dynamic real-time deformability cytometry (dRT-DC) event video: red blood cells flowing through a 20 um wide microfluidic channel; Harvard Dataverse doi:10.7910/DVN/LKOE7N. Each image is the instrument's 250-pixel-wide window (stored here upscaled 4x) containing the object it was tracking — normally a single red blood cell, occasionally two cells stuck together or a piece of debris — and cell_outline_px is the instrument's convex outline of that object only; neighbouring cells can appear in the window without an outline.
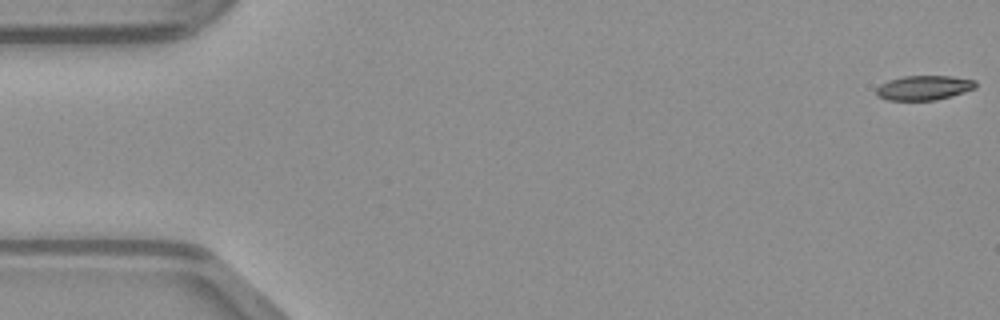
{"species": "common noctule bat (a hibernating species)", "species_latin": "Nyctalus noctula", "temperature_condition": "warm", "stored_images_in_passage": 49, "camera_frame_rate_fps": 3000, "um_per_image_px": 0.085, "animal": {"sex": "male", "body_mass_g": 23.1, "forearm_length_mm": 52.7}, "frame": {"image": 1, "passage_image": 1, "time_ms": 0.0, "image_size_px": [1000, 320], "cell_outline_px": [[976, 88], [964, 92], [936, 100], [888, 100], [876, 96], [876, 88], [880, 84], [888, 80], [904, 76], [948, 76], [976, 80]], "centroid_in_image_um": [78.51, 7.46], "position_along_channel_um": 6.5, "area_um2": 14.22}}
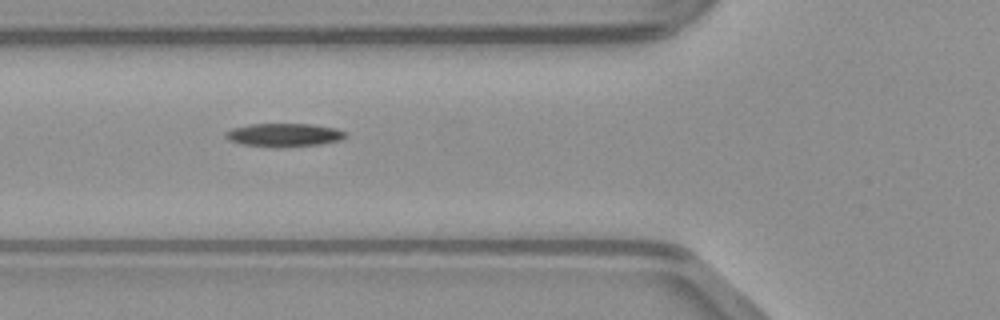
{"frame": {"image": 2, "passage_image": 18, "time_ms": 5.667, "image_size_px": [1000, 320], "cell_outline_px": [[348, 136], [340, 140], [320, 144], [244, 144], [228, 140], [224, 136], [224, 132], [232, 128], [248, 124], [312, 124], [336, 128], [348, 132]], "centroid_in_image_um": [24.18, 11.41], "position_along_channel_um": 101.6, "area_um2": 15.43}}
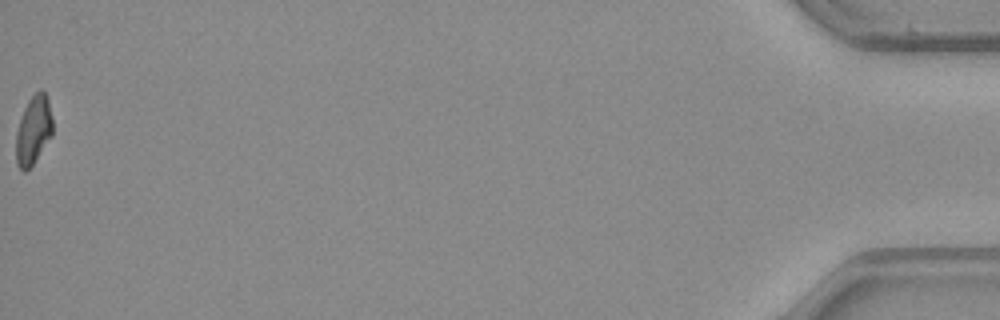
{"frame": {"image": 3, "passage_image": 49, "time_ms": 16.0, "image_size_px": [1000, 320], "cell_outline_px": [[52, 136], [32, 164], [24, 172], [16, 164], [16, 132], [24, 108], [28, 100], [40, 88], [44, 92], [48, 100], [52, 116]], "centroid_in_image_um": [2.84, 11.05], "position_along_channel_um": 432.4, "area_um2": 14.51}}